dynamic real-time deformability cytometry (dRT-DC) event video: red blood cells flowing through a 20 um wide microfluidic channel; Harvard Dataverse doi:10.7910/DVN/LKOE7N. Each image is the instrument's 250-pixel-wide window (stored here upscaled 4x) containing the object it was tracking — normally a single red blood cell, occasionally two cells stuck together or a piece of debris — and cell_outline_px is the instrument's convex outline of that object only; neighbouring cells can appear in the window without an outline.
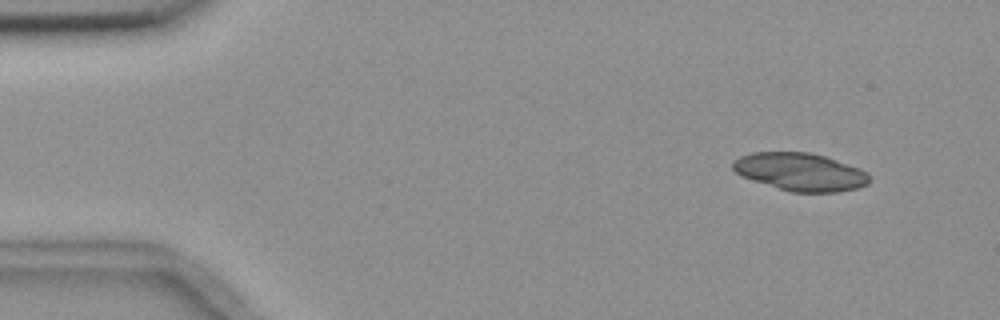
{"species": "common noctule bat (a hibernating species)", "species_latin": "Nyctalus noctula", "temperature_condition": "room temperature", "stored_images_in_passage": 6, "segment_of_instrument_passage": [1, 2], "camera_frame_rate_fps": 3000, "um_per_image_px": 0.085, "animal": {"sex": "female", "body_mass_g": 18.4}, "frame": {"image": 1, "passage_image": 1, "time_ms": 0.0, "image_size_px": [1000, 320], "cell_outline_px": [[868, 184], [856, 188], [840, 192], [792, 192], [752, 180], [740, 176], [732, 168], [732, 164], [740, 156], [752, 152], [808, 152], [824, 156], [860, 168], [868, 172]], "centroid_in_image_um": [68.02, 14.61], "position_along_channel_um": 17.0, "area_um2": 29.94}}